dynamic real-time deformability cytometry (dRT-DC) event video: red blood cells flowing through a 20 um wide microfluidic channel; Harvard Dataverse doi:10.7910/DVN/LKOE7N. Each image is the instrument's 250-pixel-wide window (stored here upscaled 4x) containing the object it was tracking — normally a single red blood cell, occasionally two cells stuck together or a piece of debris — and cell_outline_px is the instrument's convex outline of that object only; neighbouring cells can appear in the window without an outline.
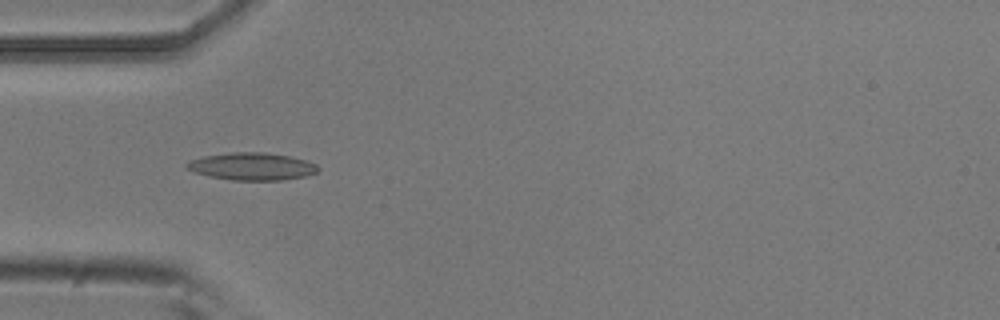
{"species": "common noctule bat (a hibernating species)", "species_latin": "Nyctalus noctula", "temperature_condition": "room temperature", "stored_images_in_passage": 6, "camera_frame_rate_fps": 3000, "um_per_image_px": 0.085, "animal": {"sex": "male", "body_mass_g": 20.5, "forearm_length_mm": 52.5}, "frame": {"image": 1, "passage_image": 4, "time_ms": 1.0, "image_size_px": [1000, 320], "cell_outline_px": [[320, 168], [316, 172], [304, 176], [280, 180], [232, 180], [208, 176], [192, 172], [184, 168], [184, 164], [192, 160], [204, 156], [232, 152], [264, 152], [288, 156], [304, 160], [316, 164]], "centroid_in_image_um": [21.36, 14.15], "position_along_channel_um": 63.6, "area_um2": 20.92}}
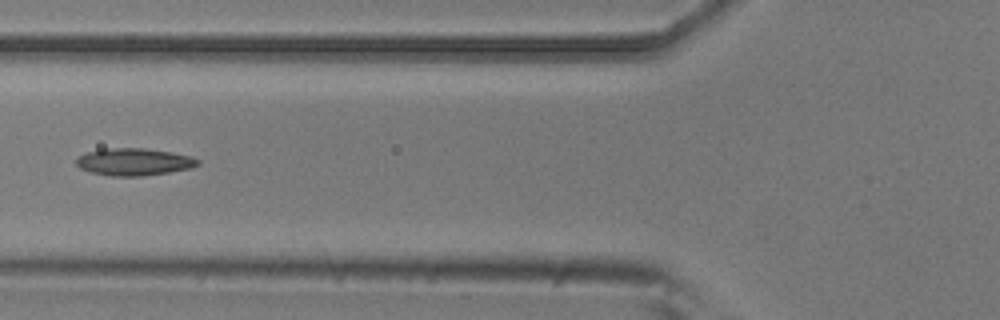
{"frame": {"image": 2, "passage_image": 5, "time_ms": 1.333, "image_size_px": [1000, 320], "cell_outline_px": [[200, 164], [192, 168], [168, 172], [140, 176], [112, 176], [92, 172], [80, 168], [76, 164], [76, 156], [88, 152], [104, 148], [148, 148], [172, 152], [192, 156], [200, 160]], "centroid_in_image_um": [11.41, 13.74], "position_along_channel_um": 114.4, "area_um2": 19.42}}
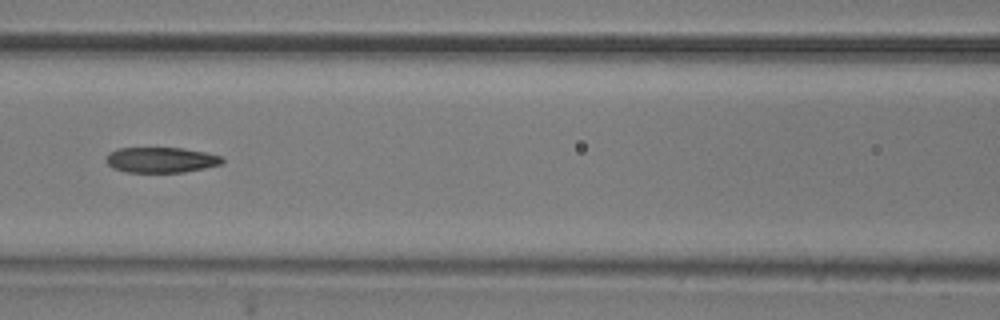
{"frame": {"image": 3, "passage_image": 6, "time_ms": 1.667, "image_size_px": [1000, 320], "cell_outline_px": [[224, 160], [220, 164], [204, 168], [184, 172], [128, 172], [112, 168], [104, 160], [108, 152], [116, 148], [184, 148], [224, 156]], "centroid_in_image_um": [13.66, 13.58], "position_along_channel_um": 152.9, "area_um2": 17.34}}